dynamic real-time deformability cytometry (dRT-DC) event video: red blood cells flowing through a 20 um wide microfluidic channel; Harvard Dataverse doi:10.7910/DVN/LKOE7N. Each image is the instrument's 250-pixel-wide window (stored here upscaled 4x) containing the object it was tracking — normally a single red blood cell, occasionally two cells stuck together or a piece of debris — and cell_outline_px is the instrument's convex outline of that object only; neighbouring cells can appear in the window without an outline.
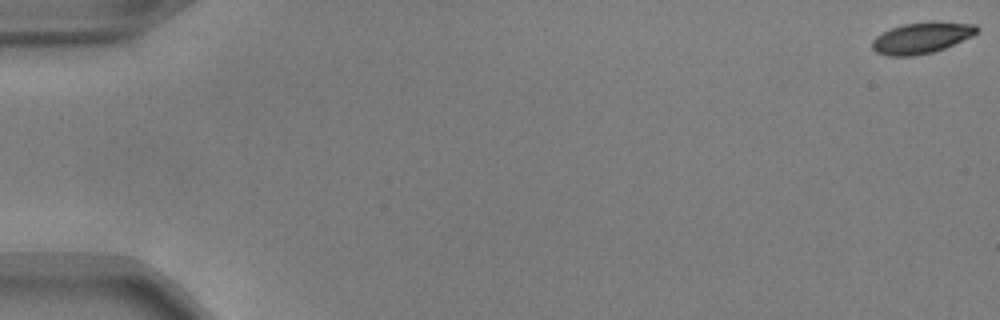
{"species": "common noctule bat (a hibernating species)", "species_latin": "Nyctalus noctula", "temperature_condition": "warm", "stored_images_in_passage": 54, "camera_frame_rate_fps": 3000, "um_per_image_px": 0.085, "animal": {"sex": "male", "body_mass_g": 17.9, "forearm_length_mm": 54.2}, "frame": {"image": 1, "passage_image": 1, "time_ms": 0.0, "image_size_px": [1000, 320], "cell_outline_px": [[980, 28], [972, 36], [944, 48], [932, 52], [912, 56], [888, 56], [876, 52], [872, 48], [872, 40], [876, 36], [892, 28], [904, 24], [932, 20], [976, 24]], "centroid_in_image_um": [78.35, 3.2], "position_along_channel_um": 6.6, "area_um2": 19.07}}
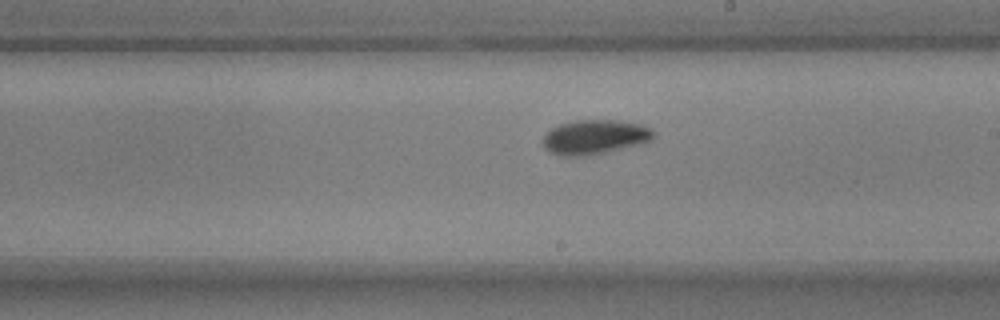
{"frame": {"image": 2, "passage_image": 32, "time_ms": 10.333, "image_size_px": [1000, 320], "cell_outline_px": [[656, 136], [652, 140], [640, 144], [604, 152], [584, 156], [560, 156], [544, 148], [544, 136], [552, 128], [560, 124], [572, 120], [616, 120], [644, 124], [652, 128], [656, 132]], "centroid_in_image_um": [50.62, 11.63], "position_along_channel_um": 238.4, "area_um2": 22.31}}
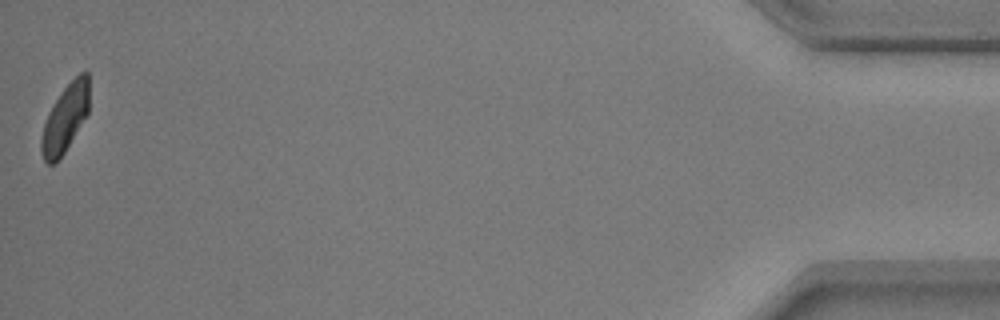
{"frame": {"image": 3, "passage_image": 54, "time_ms": 17.667, "image_size_px": [1000, 320], "cell_outline_px": [[88, 112], [64, 152], [52, 164], [48, 164], [44, 160], [40, 152], [40, 136], [48, 112], [60, 92], [80, 72], [88, 72]], "centroid_in_image_um": [5.5, 10.06], "position_along_channel_um": 429.7, "area_um2": 18.5}, "authors_computed_cell_mechanics": {"area_um2": 20.2589, "velocity_mm_per_s": 3.8121, "shape_relaxation_time_tau1_ms": 3.6355, "shape_relaxation_time_tau2_ms": 4.0763, "deformation_change_tau1": 0.1323, "deformation_change_tau2": 0.075}}